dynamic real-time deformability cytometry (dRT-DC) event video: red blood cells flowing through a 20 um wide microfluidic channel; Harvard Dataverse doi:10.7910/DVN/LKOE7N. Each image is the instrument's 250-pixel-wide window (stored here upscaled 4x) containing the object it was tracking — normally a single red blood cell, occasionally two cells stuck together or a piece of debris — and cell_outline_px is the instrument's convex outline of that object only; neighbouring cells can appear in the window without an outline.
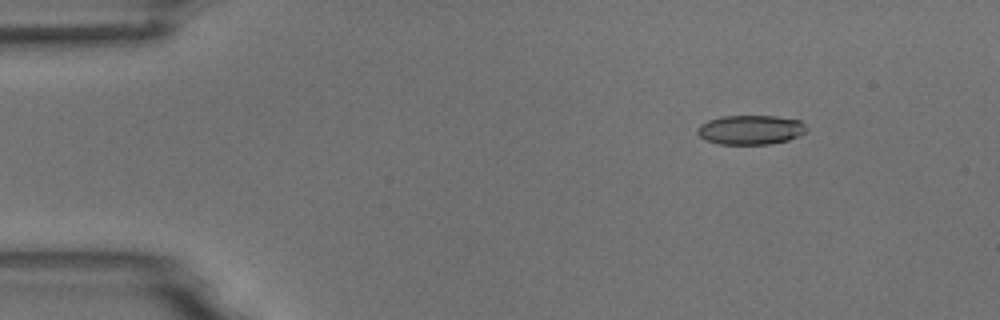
{"species": "common noctule bat (a hibernating species)", "species_latin": "Nyctalus noctula", "temperature_condition": "room temperature", "stored_images_in_passage": 48, "camera_frame_rate_fps": 3000, "um_per_image_px": 0.085, "animal": {"sex": "male", "body_mass_g": 18.8}, "frame": {"image": 1, "passage_image": 1, "time_ms": 0.0, "image_size_px": [1000, 320], "cell_outline_px": [[808, 128], [804, 132], [788, 140], [768, 144], [720, 144], [704, 140], [696, 132], [696, 128], [700, 124], [708, 120], [720, 116], [776, 116], [800, 120]], "centroid_in_image_um": [63.75, 11.03], "position_along_channel_um": 21.2, "area_um2": 18.73}}
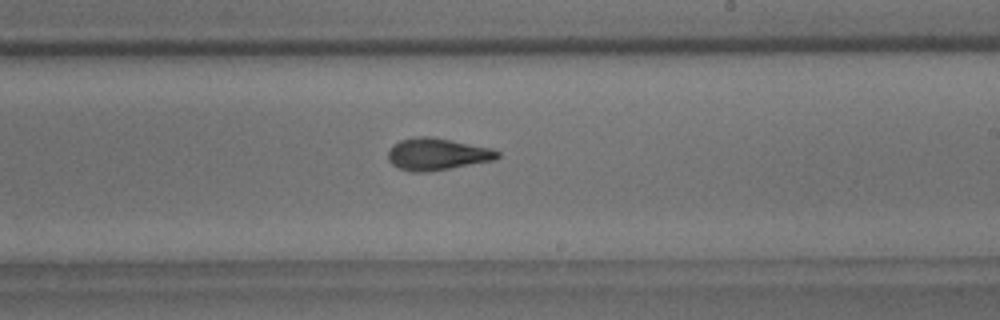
{"frame": {"image": 2, "passage_image": 26, "time_ms": 8.333, "image_size_px": [1000, 320], "cell_outline_px": [[500, 156], [496, 160], [428, 172], [412, 172], [400, 168], [392, 164], [388, 160], [388, 152], [392, 144], [400, 140], [412, 136], [432, 136], [492, 148], [500, 152]], "centroid_in_image_um": [37.16, 13.09], "position_along_channel_um": 251.8, "area_um2": 20.69}}
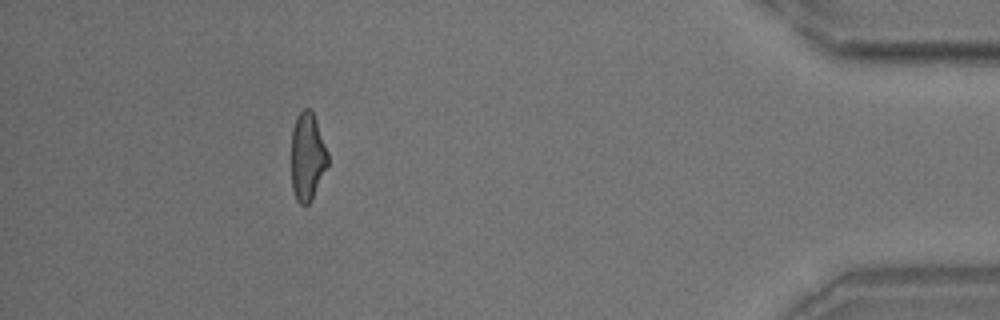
{"frame": {"image": 3, "passage_image": 43, "time_ms": 14.0, "image_size_px": [1000, 320], "cell_outline_px": [[328, 164], [312, 200], [308, 204], [300, 204], [296, 200], [292, 188], [292, 128], [296, 116], [304, 108], [312, 108], [328, 152]], "centroid_in_image_um": [26.13, 13.29], "position_along_channel_um": 409.1, "area_um2": 18.84}, "authors_computed_cell_mechanics": {"area_um2": 19.8254, "velocity_mm_per_s": 3.7307, "shape_relaxation_time_tau1_ms": 4.5916, "shape_relaxation_time_tau2_ms": 1.8872, "deformation_change_tau1": 0.1739, "deformation_change_tau2": 0.1059}}